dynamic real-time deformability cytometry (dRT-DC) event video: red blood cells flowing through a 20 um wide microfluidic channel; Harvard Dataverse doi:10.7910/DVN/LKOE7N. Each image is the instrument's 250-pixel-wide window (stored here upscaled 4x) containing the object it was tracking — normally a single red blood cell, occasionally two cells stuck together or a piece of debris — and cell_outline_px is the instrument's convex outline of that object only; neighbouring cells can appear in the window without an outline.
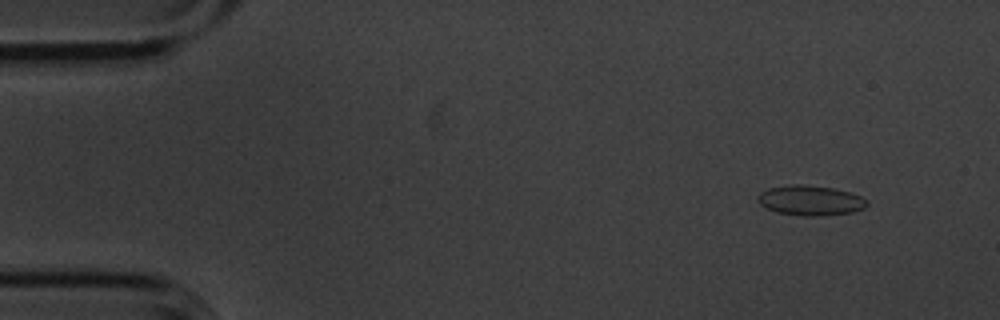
{"species": "common noctule bat (a hibernating species)", "species_latin": "Nyctalus noctula", "temperature_condition": "cold", "stored_images_in_passage": 5, "camera_frame_rate_fps": 3000, "um_per_image_px": 0.085, "animal": {"sex": "male", "body_mass_g": 20.1, "forearm_length_mm": 53.5}, "frame": {"image": 1, "passage_image": 1, "time_ms": 0.0, "image_size_px": [1000, 320], "cell_outline_px": [[868, 204], [864, 208], [852, 212], [820, 216], [800, 216], [776, 212], [760, 204], [756, 200], [756, 196], [760, 192], [768, 188], [792, 184], [800, 184], [832, 188], [848, 192], [860, 196], [868, 200]], "centroid_in_image_um": [68.85, 17.04], "position_along_channel_um": 16.2, "area_um2": 19.13}}